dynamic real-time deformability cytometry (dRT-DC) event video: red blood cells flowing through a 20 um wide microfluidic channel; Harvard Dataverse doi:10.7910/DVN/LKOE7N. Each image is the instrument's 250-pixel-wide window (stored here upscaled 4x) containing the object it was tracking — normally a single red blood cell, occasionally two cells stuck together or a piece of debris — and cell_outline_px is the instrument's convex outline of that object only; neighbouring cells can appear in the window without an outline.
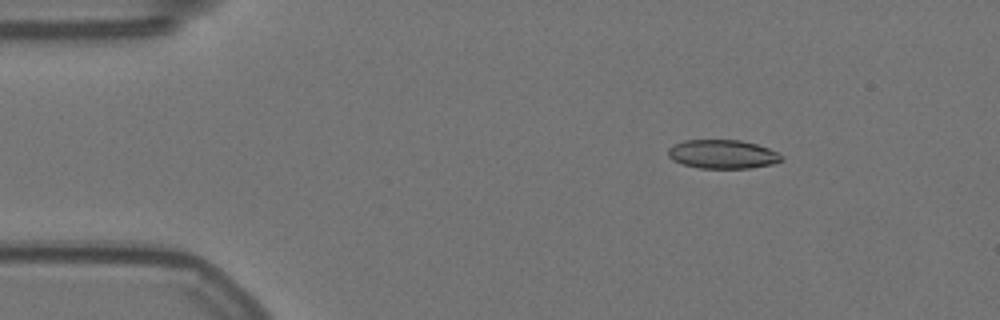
{"species": "Egyptian fruit bat (a non-hibernating species)", "species_latin": "Rousettus aegyptiacus", "temperature_condition": "warm", "stored_images_in_passage": 57, "camera_frame_rate_fps": 3000, "um_per_image_px": 0.085, "animal": {"sex": "female"}, "frame": {"image": 1, "passage_image": 8, "time_ms": 2.333, "image_size_px": [1000, 320], "cell_outline_px": [[784, 160], [772, 164], [748, 168], [700, 168], [684, 164], [672, 160], [668, 156], [668, 148], [684, 140], [740, 140], [756, 144], [768, 148], [784, 156]], "centroid_in_image_um": [61.43, 13.11], "position_along_channel_um": 23.6, "area_um2": 18.96}}
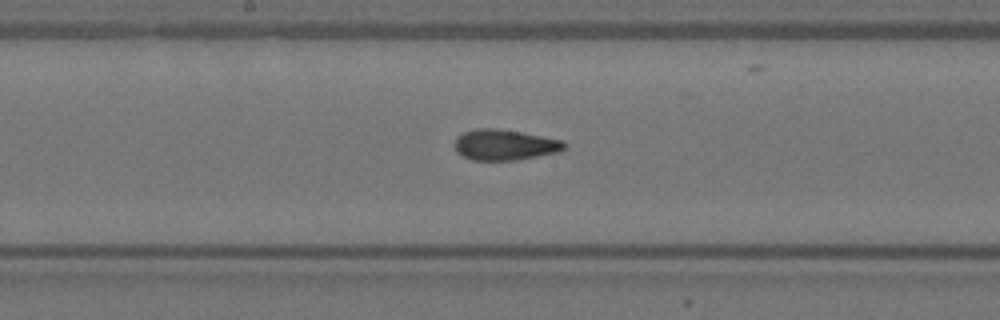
{"frame": {"image": 2, "passage_image": 29, "time_ms": 9.333, "image_size_px": [1000, 320], "cell_outline_px": [[568, 144], [560, 152], [516, 160], [472, 160], [456, 152], [456, 136], [464, 132], [476, 128], [496, 128], [520, 132], [564, 140]], "centroid_in_image_um": [42.93, 12.31], "position_along_channel_um": 205.3, "area_um2": 19.65}}
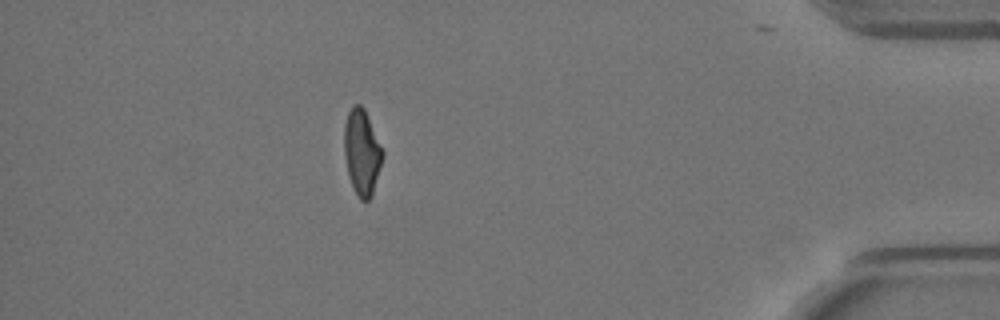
{"frame": {"image": 3, "passage_image": 50, "time_ms": 16.333, "image_size_px": [1000, 320], "cell_outline_px": [[384, 156], [372, 196], [368, 200], [360, 200], [356, 196], [348, 172], [344, 152], [344, 124], [348, 112], [352, 104], [360, 104], [364, 108], [384, 152]], "centroid_in_image_um": [30.76, 12.93], "position_along_channel_um": 404.4, "area_um2": 19.19}, "authors_computed_cell_mechanics": {"area_um2": 19.5364, "velocity_mm_per_s": 3.5591, "shape_relaxation_time_tau1_ms": null, "shape_relaxation_time_tau2_ms": 1.636, "deformation_change_tau1": null, "deformation_change_tau2": 0.0895}}